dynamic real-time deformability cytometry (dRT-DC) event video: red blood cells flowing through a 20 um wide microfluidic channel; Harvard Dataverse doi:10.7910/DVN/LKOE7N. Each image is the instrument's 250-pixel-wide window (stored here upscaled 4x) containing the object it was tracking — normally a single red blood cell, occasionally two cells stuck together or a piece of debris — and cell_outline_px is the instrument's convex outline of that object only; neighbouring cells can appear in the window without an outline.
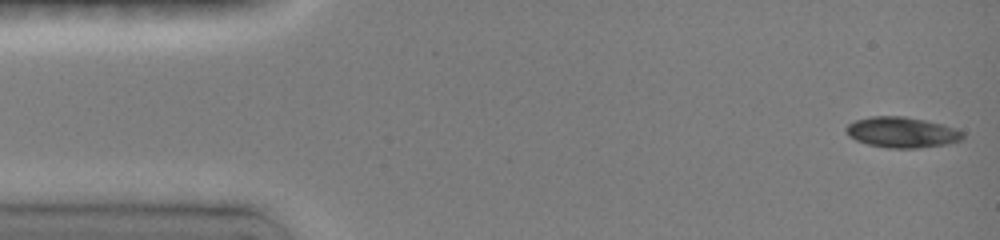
{"species": "common noctule bat (a hibernating species)", "species_latin": "Nyctalus noctula", "temperature_condition": "room temperature", "stored_images_in_passage": 5, "camera_frame_rate_fps": 3000, "um_per_image_px": 0.085, "animal": {"sex": "female", "body_mass_g": 19.0, "forearm_length_mm": 51.5}, "frame": {"image": 1, "passage_image": 1, "time_ms": 0.0, "image_size_px": [1000, 240], "cell_outline_px": [[964, 136], [960, 140], [948, 144], [916, 148], [888, 148], [868, 144], [856, 140], [848, 136], [844, 128], [848, 124], [856, 120], [872, 116], [904, 116], [944, 124], [964, 132]], "centroid_in_image_um": [76.66, 11.24], "position_along_channel_um": 8.3, "area_um2": 20.87}}
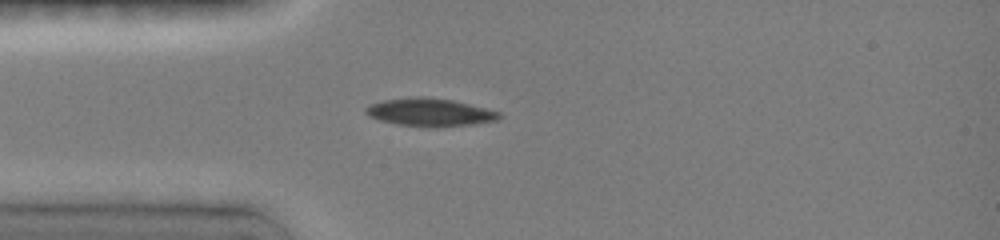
{"frame": {"image": 2, "passage_image": 5, "time_ms": 3.667, "image_size_px": [1000, 240], "cell_outline_px": [[500, 120], [472, 124], [440, 128], [432, 128], [396, 124], [380, 120], [368, 116], [364, 112], [364, 108], [368, 104], [384, 100], [416, 96], [420, 96], [452, 100], [500, 112]], "centroid_in_image_um": [36.5, 9.56], "position_along_channel_um": 48.5, "area_um2": 21.91}}